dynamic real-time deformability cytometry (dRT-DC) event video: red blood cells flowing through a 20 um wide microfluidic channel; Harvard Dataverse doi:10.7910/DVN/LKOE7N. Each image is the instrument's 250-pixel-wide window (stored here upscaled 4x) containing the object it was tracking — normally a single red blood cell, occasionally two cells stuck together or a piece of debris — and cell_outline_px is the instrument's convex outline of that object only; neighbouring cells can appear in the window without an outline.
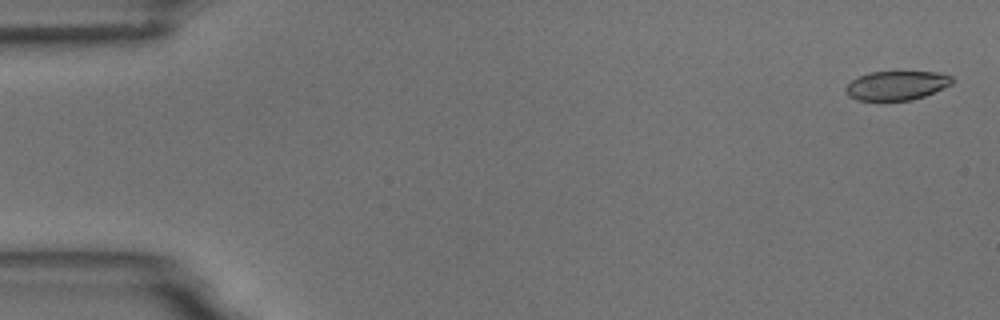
{"species": "common noctule bat (a hibernating species)", "species_latin": "Nyctalus noctula", "temperature_condition": "room temperature", "stored_images_in_passage": 56, "camera_frame_rate_fps": 3000, "um_per_image_px": 0.085, "animal": {"sex": "male", "body_mass_g": 18.8}, "frame": {"image": 1, "passage_image": 2, "time_ms": 0.333, "image_size_px": [1000, 320], "cell_outline_px": [[952, 84], [924, 96], [912, 100], [856, 100], [848, 96], [844, 88], [852, 80], [860, 76], [872, 72], [936, 72], [952, 76]], "centroid_in_image_um": [76.19, 7.27], "position_along_channel_um": 8.8, "area_um2": 17.86}}
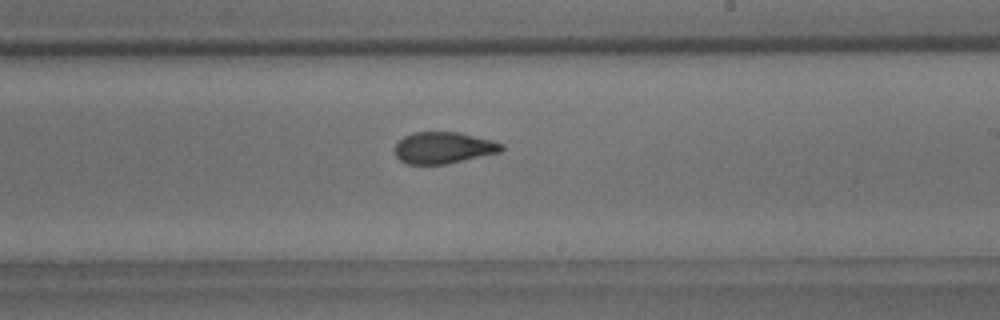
{"frame": {"image": 2, "passage_image": 33, "time_ms": 10.667, "image_size_px": [1000, 320], "cell_outline_px": [[504, 148], [500, 152], [448, 164], [404, 164], [396, 156], [396, 144], [404, 136], [412, 132], [460, 132], [492, 140], [504, 144]], "centroid_in_image_um": [37.71, 12.56], "position_along_channel_um": 251.3, "area_um2": 19.71}}
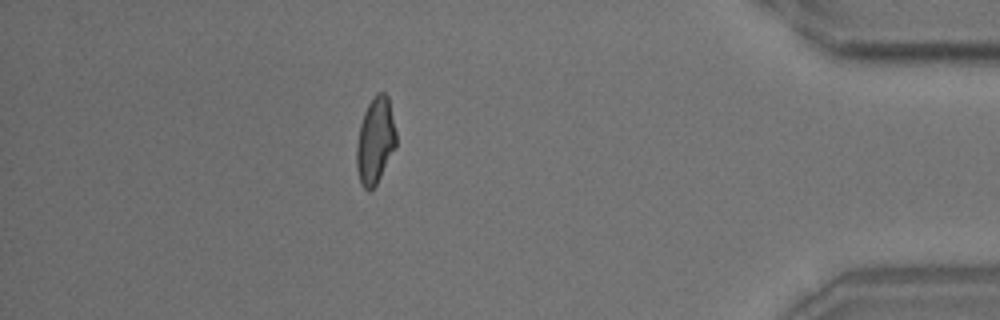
{"frame": {"image": 3, "passage_image": 49, "time_ms": 16.0, "image_size_px": [1000, 320], "cell_outline_px": [[396, 148], [376, 184], [368, 192], [360, 184], [356, 168], [356, 144], [360, 124], [364, 112], [368, 104], [376, 92], [384, 92], [388, 96], [396, 132]], "centroid_in_image_um": [31.89, 11.96], "position_along_channel_um": 403.3, "area_um2": 20.11}, "authors_computed_cell_mechanics": {"area_um2": 20.0566, "velocity_mm_per_s": 3.6639, "shape_relaxation_time_tau1_ms": 5.8013, "shape_relaxation_time_tau2_ms": 1.8344, "deformation_change_tau1": 0.1625, "deformation_change_tau2": 0.0782}}